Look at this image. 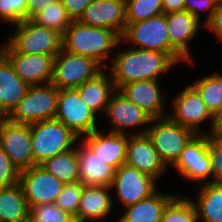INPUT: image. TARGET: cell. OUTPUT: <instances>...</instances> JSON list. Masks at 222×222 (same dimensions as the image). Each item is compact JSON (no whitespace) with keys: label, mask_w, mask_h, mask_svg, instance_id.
<instances>
[{"label":"cell","mask_w":222,"mask_h":222,"mask_svg":"<svg viewBox=\"0 0 222 222\" xmlns=\"http://www.w3.org/2000/svg\"><path fill=\"white\" fill-rule=\"evenodd\" d=\"M190 85L197 91L211 113L222 105L221 85L211 74L190 83Z\"/></svg>","instance_id":"d6a6232c"},{"label":"cell","mask_w":222,"mask_h":222,"mask_svg":"<svg viewBox=\"0 0 222 222\" xmlns=\"http://www.w3.org/2000/svg\"><path fill=\"white\" fill-rule=\"evenodd\" d=\"M212 76L216 79V81L218 82L219 85H221V88H222V74L219 72H215V73H212Z\"/></svg>","instance_id":"f6af8a7d"},{"label":"cell","mask_w":222,"mask_h":222,"mask_svg":"<svg viewBox=\"0 0 222 222\" xmlns=\"http://www.w3.org/2000/svg\"><path fill=\"white\" fill-rule=\"evenodd\" d=\"M208 154L212 166L210 183H222V135H208Z\"/></svg>","instance_id":"8d00e7d4"},{"label":"cell","mask_w":222,"mask_h":222,"mask_svg":"<svg viewBox=\"0 0 222 222\" xmlns=\"http://www.w3.org/2000/svg\"><path fill=\"white\" fill-rule=\"evenodd\" d=\"M79 21L85 25L108 28L123 35L126 28L125 0H93Z\"/></svg>","instance_id":"e0dca14e"},{"label":"cell","mask_w":222,"mask_h":222,"mask_svg":"<svg viewBox=\"0 0 222 222\" xmlns=\"http://www.w3.org/2000/svg\"><path fill=\"white\" fill-rule=\"evenodd\" d=\"M201 187V188H200ZM197 201H193L198 221L222 222V183H208L200 185Z\"/></svg>","instance_id":"83f0119b"},{"label":"cell","mask_w":222,"mask_h":222,"mask_svg":"<svg viewBox=\"0 0 222 222\" xmlns=\"http://www.w3.org/2000/svg\"><path fill=\"white\" fill-rule=\"evenodd\" d=\"M121 36L108 28H98L72 20L62 36V49L94 59L103 68L110 52L122 44Z\"/></svg>","instance_id":"7a4b0ae2"},{"label":"cell","mask_w":222,"mask_h":222,"mask_svg":"<svg viewBox=\"0 0 222 222\" xmlns=\"http://www.w3.org/2000/svg\"><path fill=\"white\" fill-rule=\"evenodd\" d=\"M176 64L168 53L133 47L115 53L110 73L115 89L119 90L131 82L159 80L161 74L167 73Z\"/></svg>","instance_id":"6da1fadb"},{"label":"cell","mask_w":222,"mask_h":222,"mask_svg":"<svg viewBox=\"0 0 222 222\" xmlns=\"http://www.w3.org/2000/svg\"><path fill=\"white\" fill-rule=\"evenodd\" d=\"M76 89L87 106L96 115L99 112L105 114L110 97L116 90L111 73L107 76L105 69Z\"/></svg>","instance_id":"d4e9b609"},{"label":"cell","mask_w":222,"mask_h":222,"mask_svg":"<svg viewBox=\"0 0 222 222\" xmlns=\"http://www.w3.org/2000/svg\"><path fill=\"white\" fill-rule=\"evenodd\" d=\"M220 2L217 0H185V11H188L200 21V11H208L207 18L204 23L211 17ZM201 9V10H200Z\"/></svg>","instance_id":"f35d334b"},{"label":"cell","mask_w":222,"mask_h":222,"mask_svg":"<svg viewBox=\"0 0 222 222\" xmlns=\"http://www.w3.org/2000/svg\"><path fill=\"white\" fill-rule=\"evenodd\" d=\"M83 187L81 182L65 184L55 201L59 208L73 215L76 222Z\"/></svg>","instance_id":"e575fe53"},{"label":"cell","mask_w":222,"mask_h":222,"mask_svg":"<svg viewBox=\"0 0 222 222\" xmlns=\"http://www.w3.org/2000/svg\"><path fill=\"white\" fill-rule=\"evenodd\" d=\"M122 206L137 203L149 198L157 191L156 180L127 164L115 170L112 185Z\"/></svg>","instance_id":"7c38bea8"},{"label":"cell","mask_w":222,"mask_h":222,"mask_svg":"<svg viewBox=\"0 0 222 222\" xmlns=\"http://www.w3.org/2000/svg\"><path fill=\"white\" fill-rule=\"evenodd\" d=\"M151 125L130 135L147 134L166 167L173 166L179 159L185 145L195 133L172 121L168 116L151 119ZM139 132V133H138Z\"/></svg>","instance_id":"3957f363"},{"label":"cell","mask_w":222,"mask_h":222,"mask_svg":"<svg viewBox=\"0 0 222 222\" xmlns=\"http://www.w3.org/2000/svg\"><path fill=\"white\" fill-rule=\"evenodd\" d=\"M75 149L78 157L79 182L86 186L110 187L115 175V169L106 164L101 157L95 155L83 141Z\"/></svg>","instance_id":"7402d4cb"},{"label":"cell","mask_w":222,"mask_h":222,"mask_svg":"<svg viewBox=\"0 0 222 222\" xmlns=\"http://www.w3.org/2000/svg\"><path fill=\"white\" fill-rule=\"evenodd\" d=\"M1 53L10 61L17 75L29 86L49 84L56 55L22 54L2 44Z\"/></svg>","instance_id":"5bb4252c"},{"label":"cell","mask_w":222,"mask_h":222,"mask_svg":"<svg viewBox=\"0 0 222 222\" xmlns=\"http://www.w3.org/2000/svg\"><path fill=\"white\" fill-rule=\"evenodd\" d=\"M58 0H27L26 3V20H30L39 11L46 6Z\"/></svg>","instance_id":"b9f144b4"},{"label":"cell","mask_w":222,"mask_h":222,"mask_svg":"<svg viewBox=\"0 0 222 222\" xmlns=\"http://www.w3.org/2000/svg\"><path fill=\"white\" fill-rule=\"evenodd\" d=\"M13 32L5 44L15 53L57 55L62 49V36L58 32L31 20L16 24Z\"/></svg>","instance_id":"5b68a950"},{"label":"cell","mask_w":222,"mask_h":222,"mask_svg":"<svg viewBox=\"0 0 222 222\" xmlns=\"http://www.w3.org/2000/svg\"><path fill=\"white\" fill-rule=\"evenodd\" d=\"M0 147L18 171L37 165L32 152L30 124L12 123L6 118L1 124Z\"/></svg>","instance_id":"8fae6325"},{"label":"cell","mask_w":222,"mask_h":222,"mask_svg":"<svg viewBox=\"0 0 222 222\" xmlns=\"http://www.w3.org/2000/svg\"><path fill=\"white\" fill-rule=\"evenodd\" d=\"M28 88L29 85L17 75L10 61L0 52V116L7 118Z\"/></svg>","instance_id":"603a6c76"},{"label":"cell","mask_w":222,"mask_h":222,"mask_svg":"<svg viewBox=\"0 0 222 222\" xmlns=\"http://www.w3.org/2000/svg\"><path fill=\"white\" fill-rule=\"evenodd\" d=\"M30 20L39 26L58 32L61 36L72 22L61 0L52 2Z\"/></svg>","instance_id":"f546056e"},{"label":"cell","mask_w":222,"mask_h":222,"mask_svg":"<svg viewBox=\"0 0 222 222\" xmlns=\"http://www.w3.org/2000/svg\"><path fill=\"white\" fill-rule=\"evenodd\" d=\"M20 171L0 147V187L11 186L19 182Z\"/></svg>","instance_id":"74e56055"},{"label":"cell","mask_w":222,"mask_h":222,"mask_svg":"<svg viewBox=\"0 0 222 222\" xmlns=\"http://www.w3.org/2000/svg\"><path fill=\"white\" fill-rule=\"evenodd\" d=\"M0 221H30V207L19 182L0 187Z\"/></svg>","instance_id":"4316f807"},{"label":"cell","mask_w":222,"mask_h":222,"mask_svg":"<svg viewBox=\"0 0 222 222\" xmlns=\"http://www.w3.org/2000/svg\"><path fill=\"white\" fill-rule=\"evenodd\" d=\"M34 162L42 164L46 159L73 149L78 137L57 119H47L30 124Z\"/></svg>","instance_id":"277c9868"},{"label":"cell","mask_w":222,"mask_h":222,"mask_svg":"<svg viewBox=\"0 0 222 222\" xmlns=\"http://www.w3.org/2000/svg\"><path fill=\"white\" fill-rule=\"evenodd\" d=\"M103 68L94 59L61 51L54 57L51 84L58 89H76L96 77Z\"/></svg>","instance_id":"52a82bcc"},{"label":"cell","mask_w":222,"mask_h":222,"mask_svg":"<svg viewBox=\"0 0 222 222\" xmlns=\"http://www.w3.org/2000/svg\"><path fill=\"white\" fill-rule=\"evenodd\" d=\"M205 26L218 38L222 39V3L218 5L211 17L205 22Z\"/></svg>","instance_id":"60d3db41"},{"label":"cell","mask_w":222,"mask_h":222,"mask_svg":"<svg viewBox=\"0 0 222 222\" xmlns=\"http://www.w3.org/2000/svg\"><path fill=\"white\" fill-rule=\"evenodd\" d=\"M210 131L207 135H222V105L212 113Z\"/></svg>","instance_id":"7bdbcfd3"},{"label":"cell","mask_w":222,"mask_h":222,"mask_svg":"<svg viewBox=\"0 0 222 222\" xmlns=\"http://www.w3.org/2000/svg\"><path fill=\"white\" fill-rule=\"evenodd\" d=\"M29 222H76V219L55 203H44L30 208Z\"/></svg>","instance_id":"836d02e7"},{"label":"cell","mask_w":222,"mask_h":222,"mask_svg":"<svg viewBox=\"0 0 222 222\" xmlns=\"http://www.w3.org/2000/svg\"><path fill=\"white\" fill-rule=\"evenodd\" d=\"M125 164L150 175L156 181L167 168L147 134L128 135Z\"/></svg>","instance_id":"ac0fdd59"},{"label":"cell","mask_w":222,"mask_h":222,"mask_svg":"<svg viewBox=\"0 0 222 222\" xmlns=\"http://www.w3.org/2000/svg\"><path fill=\"white\" fill-rule=\"evenodd\" d=\"M168 34L170 38V56L177 62H193L189 43L200 30V23L188 11L166 14Z\"/></svg>","instance_id":"9a60e30c"},{"label":"cell","mask_w":222,"mask_h":222,"mask_svg":"<svg viewBox=\"0 0 222 222\" xmlns=\"http://www.w3.org/2000/svg\"><path fill=\"white\" fill-rule=\"evenodd\" d=\"M174 197L157 190L149 198L124 207L126 211L117 222H160L164 209Z\"/></svg>","instance_id":"484cf974"},{"label":"cell","mask_w":222,"mask_h":222,"mask_svg":"<svg viewBox=\"0 0 222 222\" xmlns=\"http://www.w3.org/2000/svg\"><path fill=\"white\" fill-rule=\"evenodd\" d=\"M92 152L105 160L115 170L125 164L127 133L108 132L101 133L98 129L91 134L85 135L82 140Z\"/></svg>","instance_id":"ffe728a7"},{"label":"cell","mask_w":222,"mask_h":222,"mask_svg":"<svg viewBox=\"0 0 222 222\" xmlns=\"http://www.w3.org/2000/svg\"><path fill=\"white\" fill-rule=\"evenodd\" d=\"M121 41L136 49L165 52L170 55V38L166 14L126 25Z\"/></svg>","instance_id":"9c48e42d"},{"label":"cell","mask_w":222,"mask_h":222,"mask_svg":"<svg viewBox=\"0 0 222 222\" xmlns=\"http://www.w3.org/2000/svg\"><path fill=\"white\" fill-rule=\"evenodd\" d=\"M59 89L49 83L29 86L25 96L7 117L12 123L32 124L54 119L57 112Z\"/></svg>","instance_id":"8992f818"},{"label":"cell","mask_w":222,"mask_h":222,"mask_svg":"<svg viewBox=\"0 0 222 222\" xmlns=\"http://www.w3.org/2000/svg\"><path fill=\"white\" fill-rule=\"evenodd\" d=\"M158 86V80H142L123 85L119 91L152 119H156L168 116L164 111L165 99Z\"/></svg>","instance_id":"44dd1931"},{"label":"cell","mask_w":222,"mask_h":222,"mask_svg":"<svg viewBox=\"0 0 222 222\" xmlns=\"http://www.w3.org/2000/svg\"><path fill=\"white\" fill-rule=\"evenodd\" d=\"M27 0H0V20L16 25L26 20Z\"/></svg>","instance_id":"d590c367"},{"label":"cell","mask_w":222,"mask_h":222,"mask_svg":"<svg viewBox=\"0 0 222 222\" xmlns=\"http://www.w3.org/2000/svg\"><path fill=\"white\" fill-rule=\"evenodd\" d=\"M40 165L65 184L79 182L78 157L74 148L48 158Z\"/></svg>","instance_id":"f1b7e54d"},{"label":"cell","mask_w":222,"mask_h":222,"mask_svg":"<svg viewBox=\"0 0 222 222\" xmlns=\"http://www.w3.org/2000/svg\"><path fill=\"white\" fill-rule=\"evenodd\" d=\"M55 119L62 122L78 137L97 130V116L81 98L77 89H59Z\"/></svg>","instance_id":"ba28073f"},{"label":"cell","mask_w":222,"mask_h":222,"mask_svg":"<svg viewBox=\"0 0 222 222\" xmlns=\"http://www.w3.org/2000/svg\"><path fill=\"white\" fill-rule=\"evenodd\" d=\"M108 186H86L80 199L77 222L106 218L112 211L113 201Z\"/></svg>","instance_id":"cb8c5ba5"},{"label":"cell","mask_w":222,"mask_h":222,"mask_svg":"<svg viewBox=\"0 0 222 222\" xmlns=\"http://www.w3.org/2000/svg\"><path fill=\"white\" fill-rule=\"evenodd\" d=\"M5 119H6V117L0 116V129H1V124Z\"/></svg>","instance_id":"bcb514c9"},{"label":"cell","mask_w":222,"mask_h":222,"mask_svg":"<svg viewBox=\"0 0 222 222\" xmlns=\"http://www.w3.org/2000/svg\"><path fill=\"white\" fill-rule=\"evenodd\" d=\"M173 98V113L168 117L182 125L191 129L195 134H205L201 132L200 126L207 119L212 121V113L202 101L197 91L189 84Z\"/></svg>","instance_id":"2e32d148"},{"label":"cell","mask_w":222,"mask_h":222,"mask_svg":"<svg viewBox=\"0 0 222 222\" xmlns=\"http://www.w3.org/2000/svg\"><path fill=\"white\" fill-rule=\"evenodd\" d=\"M126 23H135L163 14L162 0H125Z\"/></svg>","instance_id":"1f68e13d"},{"label":"cell","mask_w":222,"mask_h":222,"mask_svg":"<svg viewBox=\"0 0 222 222\" xmlns=\"http://www.w3.org/2000/svg\"><path fill=\"white\" fill-rule=\"evenodd\" d=\"M184 179L208 184L212 177L211 159L208 154V135L195 134L185 145L178 161L172 166Z\"/></svg>","instance_id":"30bf717a"},{"label":"cell","mask_w":222,"mask_h":222,"mask_svg":"<svg viewBox=\"0 0 222 222\" xmlns=\"http://www.w3.org/2000/svg\"><path fill=\"white\" fill-rule=\"evenodd\" d=\"M163 14L185 10V0H162Z\"/></svg>","instance_id":"ee69618b"},{"label":"cell","mask_w":222,"mask_h":222,"mask_svg":"<svg viewBox=\"0 0 222 222\" xmlns=\"http://www.w3.org/2000/svg\"><path fill=\"white\" fill-rule=\"evenodd\" d=\"M71 20H79L93 0H61Z\"/></svg>","instance_id":"ab89813d"},{"label":"cell","mask_w":222,"mask_h":222,"mask_svg":"<svg viewBox=\"0 0 222 222\" xmlns=\"http://www.w3.org/2000/svg\"><path fill=\"white\" fill-rule=\"evenodd\" d=\"M19 184L30 208L39 204L55 203L65 185L41 165L20 171Z\"/></svg>","instance_id":"4fadbf2b"},{"label":"cell","mask_w":222,"mask_h":222,"mask_svg":"<svg viewBox=\"0 0 222 222\" xmlns=\"http://www.w3.org/2000/svg\"><path fill=\"white\" fill-rule=\"evenodd\" d=\"M105 115L111 121L112 129L109 131L122 134L131 127L148 126L152 119L118 89L111 95Z\"/></svg>","instance_id":"d6986e66"},{"label":"cell","mask_w":222,"mask_h":222,"mask_svg":"<svg viewBox=\"0 0 222 222\" xmlns=\"http://www.w3.org/2000/svg\"><path fill=\"white\" fill-rule=\"evenodd\" d=\"M160 222H198L192 200L176 195L164 209Z\"/></svg>","instance_id":"4dcf8cb0"}]
</instances>
